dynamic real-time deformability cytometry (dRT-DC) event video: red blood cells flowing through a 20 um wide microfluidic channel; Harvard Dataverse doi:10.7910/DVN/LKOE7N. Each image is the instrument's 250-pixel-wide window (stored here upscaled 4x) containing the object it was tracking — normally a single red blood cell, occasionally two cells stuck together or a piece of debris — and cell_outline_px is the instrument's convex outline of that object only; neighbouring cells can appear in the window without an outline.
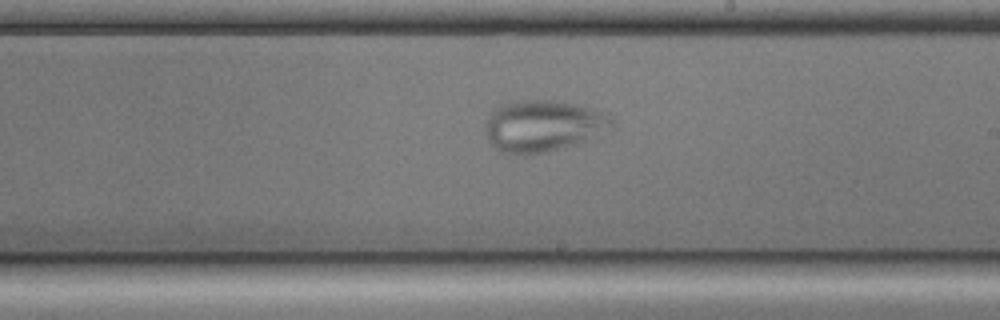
{"species": "common noctule bat (a hibernating species)", "species_latin": "Nyctalus noctula", "temperature_condition": "cold", "stored_images_in_passage": 35, "camera_frame_rate_fps": 3000, "um_per_image_px": 0.085, "animal": {"sex": "male", "body_mass_g": 17.9, "forearm_length_mm": 54.2}, "frame": {"image": 1, "passage_image": 22, "time_ms": 7.0, "image_size_px": [1000, 320], "cell_outline_px": [[612, 124], [584, 140], [576, 144], [544, 152], [500, 152], [492, 144], [484, 128], [488, 116], [500, 104], [512, 100], [548, 100], [576, 104], [600, 112], [612, 120]], "centroid_in_image_um": [46.05, 10.66], "position_along_channel_um": 243.0, "area_um2": 36.53}}